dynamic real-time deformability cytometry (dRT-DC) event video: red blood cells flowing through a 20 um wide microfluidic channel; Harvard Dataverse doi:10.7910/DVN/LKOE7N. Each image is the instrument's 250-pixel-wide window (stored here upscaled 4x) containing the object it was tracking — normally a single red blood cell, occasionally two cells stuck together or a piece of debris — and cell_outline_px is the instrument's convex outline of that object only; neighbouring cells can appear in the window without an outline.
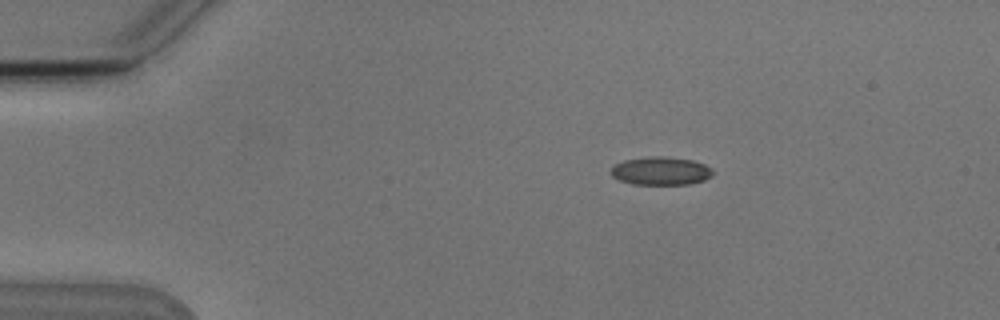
{"species": "Egyptian fruit bat (a non-hibernating species)", "species_latin": "Rousettus aegyptiacus", "temperature_condition": "cold", "stored_images_in_passage": 3, "camera_frame_rate_fps": 3000, "um_per_image_px": 0.085, "animal": {"sex": "male"}, "frame": {"image": 1, "passage_image": 1, "time_ms": 0.0, "image_size_px": [1000, 320], "cell_outline_px": [[712, 176], [704, 180], [688, 184], [632, 184], [620, 180], [612, 176], [608, 172], [612, 164], [624, 160], [656, 156], [660, 156], [692, 160], [704, 164], [712, 168]], "centroid_in_image_um": [56.12, 14.53], "position_along_channel_um": 28.9, "area_um2": 16.76}}
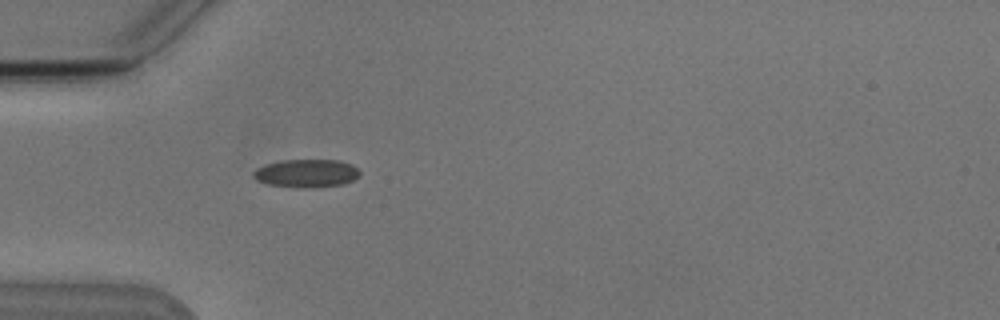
{"frame": {"image": 2, "passage_image": 3, "time_ms": 2.333, "image_size_px": [1000, 320], "cell_outline_px": [[360, 176], [352, 180], [340, 184], [300, 188], [268, 184], [256, 180], [252, 176], [252, 172], [256, 168], [264, 164], [280, 160], [340, 160], [352, 164], [360, 172]], "centroid_in_image_um": [26.0, 14.71], "position_along_channel_um": 59.0, "area_um2": 17.4}}